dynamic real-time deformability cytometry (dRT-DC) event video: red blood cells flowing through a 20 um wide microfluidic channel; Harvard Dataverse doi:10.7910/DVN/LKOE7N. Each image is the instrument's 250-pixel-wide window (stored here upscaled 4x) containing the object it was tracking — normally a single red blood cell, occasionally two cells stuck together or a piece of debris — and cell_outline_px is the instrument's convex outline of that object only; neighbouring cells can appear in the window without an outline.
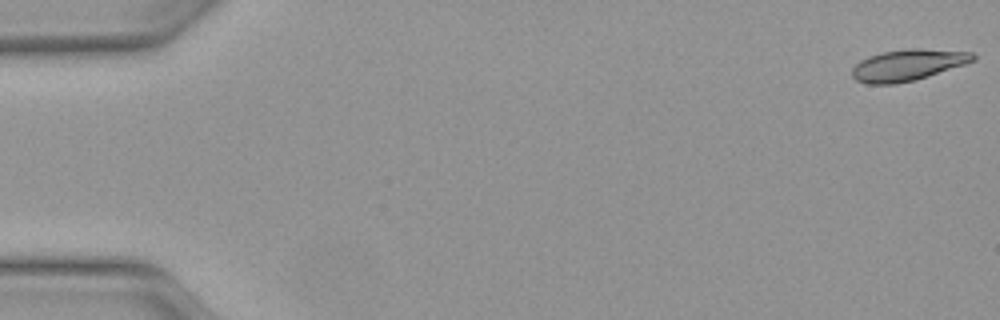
{"species": "Egyptian fruit bat (a non-hibernating species)", "species_latin": "Rousettus aegyptiacus", "temperature_condition": "warm", "stored_images_in_passage": 50, "camera_frame_rate_fps": 3000, "um_per_image_px": 0.085, "animal": {"sex": "female"}, "frame": {"image": 1, "passage_image": 1, "time_ms": 0.0, "image_size_px": [1000, 320], "cell_outline_px": [[976, 60], [916, 80], [896, 84], [868, 84], [856, 80], [852, 76], [852, 68], [860, 60], [868, 56], [884, 52], [908, 48], [920, 48], [972, 52], [976, 56]], "centroid_in_image_um": [77.15, 5.53], "position_along_channel_um": 7.8, "area_um2": 22.08}}
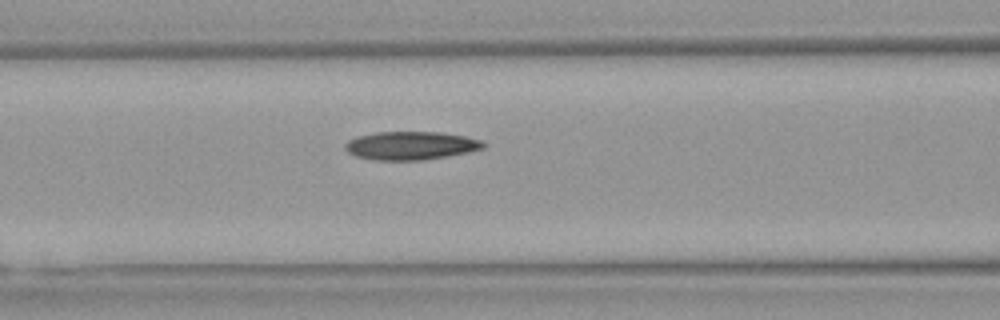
{"frame": {"image": 2, "passage_image": 21, "time_ms": 6.667, "image_size_px": [1000, 320], "cell_outline_px": [[488, 144], [484, 148], [468, 152], [424, 160], [372, 160], [356, 156], [348, 152], [344, 148], [344, 144], [348, 140], [356, 136], [376, 132], [440, 132], [464, 136], [480, 140]], "centroid_in_image_um": [34.89, 12.37], "position_along_channel_um": 131.7, "area_um2": 22.89}}
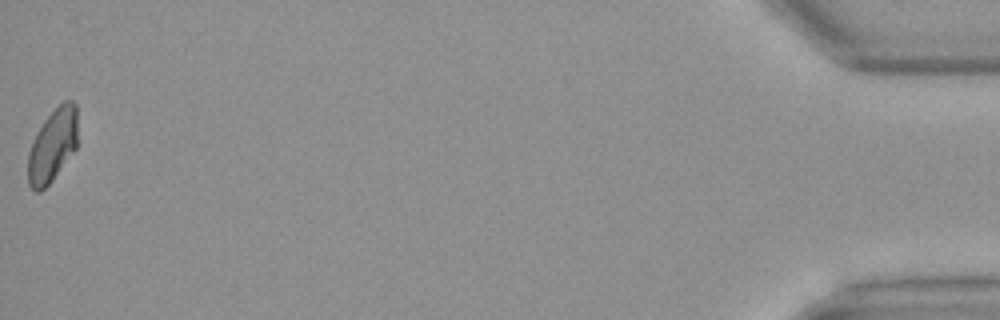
{"frame": {"image": 3, "passage_image": 50, "time_ms": 16.333, "image_size_px": [1000, 320], "cell_outline_px": [[76, 148], [52, 180], [40, 192], [36, 192], [28, 184], [28, 152], [44, 120], [64, 100], [72, 100], [76, 104]], "centroid_in_image_um": [4.46, 12.37], "position_along_channel_um": 430.7, "area_um2": 20.63}}